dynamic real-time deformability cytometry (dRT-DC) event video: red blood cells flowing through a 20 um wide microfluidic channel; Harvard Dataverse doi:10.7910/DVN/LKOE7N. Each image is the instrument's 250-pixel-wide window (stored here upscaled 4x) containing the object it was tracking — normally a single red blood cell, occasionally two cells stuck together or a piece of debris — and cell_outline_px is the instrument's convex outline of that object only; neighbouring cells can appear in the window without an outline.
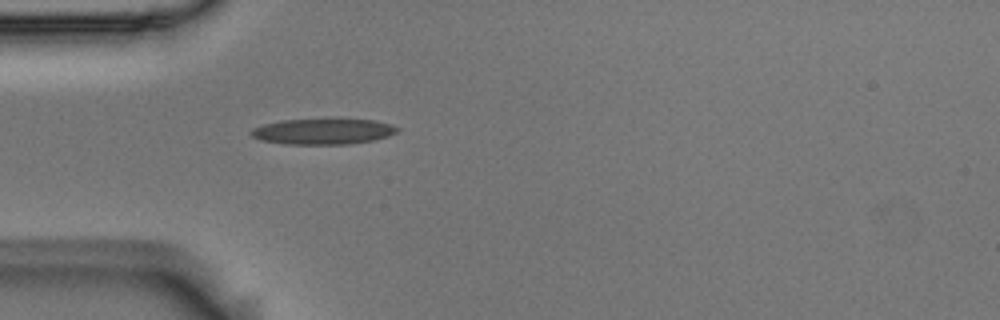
{"species": "Egyptian fruit bat (a non-hibernating species)", "species_latin": "Rousettus aegyptiacus", "temperature_condition": "room temperature", "stored_images_in_passage": 39, "camera_frame_rate_fps": 3000, "um_per_image_px": 0.085, "animal": {"sex": "male"}, "frame": {"image": 1, "passage_image": 1, "time_ms": 0.0, "image_size_px": [1000, 320], "cell_outline_px": [[400, 128], [396, 132], [388, 136], [372, 140], [348, 144], [284, 144], [260, 140], [252, 136], [248, 132], [252, 128], [264, 124], [284, 120], [376, 120]], "centroid_in_image_um": [27.41, 11.19], "position_along_channel_um": 57.6, "area_um2": 21.56}}
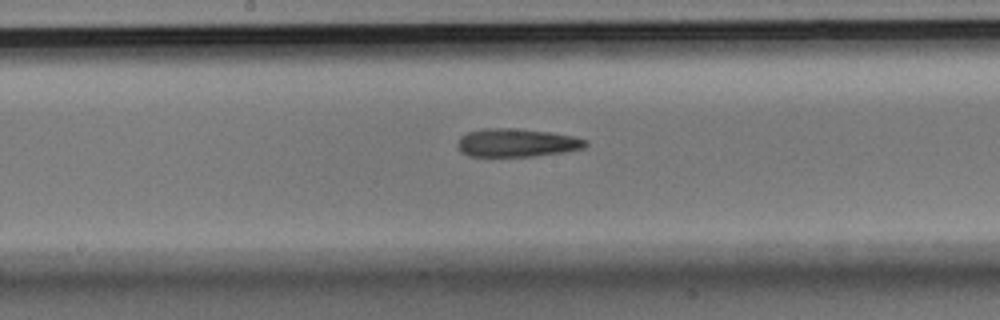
{"frame": {"image": 2, "passage_image": 13, "time_ms": 4.0, "image_size_px": [1000, 320], "cell_outline_px": [[588, 144], [584, 148], [564, 152], [532, 156], [468, 156], [460, 152], [456, 144], [460, 136], [468, 132], [484, 128], [508, 128], [552, 132], [572, 136], [588, 140]], "centroid_in_image_um": [43.9, 12.13], "position_along_channel_um": 204.3, "area_um2": 21.15}}
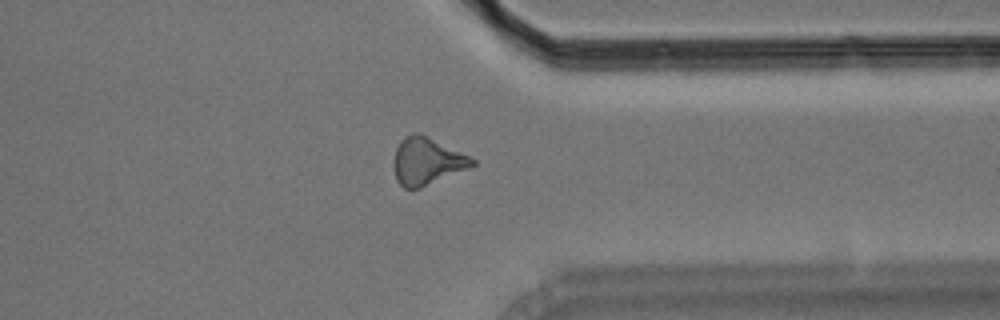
{"frame": {"image": 3, "passage_image": 27, "time_ms": 8.667, "image_size_px": [1000, 320], "cell_outline_px": [[476, 164], [468, 168], [420, 188], [404, 188], [396, 180], [392, 164], [392, 160], [396, 148], [400, 140], [404, 136], [412, 132], [420, 132], [476, 160]], "centroid_in_image_um": [36.22, 13.68], "position_along_channel_um": 375.2, "area_um2": 21.62}, "authors_computed_cell_mechanics": {"area_um2": 20.8658, "velocity_mm_per_s": 3.742, "shape_relaxation_time_tau1_ms": 8.9153, "shape_relaxation_time_tau2_ms": 6.6178, "deformation_change_tau1": 0.1965, "deformation_change_tau2": 0.2136}}